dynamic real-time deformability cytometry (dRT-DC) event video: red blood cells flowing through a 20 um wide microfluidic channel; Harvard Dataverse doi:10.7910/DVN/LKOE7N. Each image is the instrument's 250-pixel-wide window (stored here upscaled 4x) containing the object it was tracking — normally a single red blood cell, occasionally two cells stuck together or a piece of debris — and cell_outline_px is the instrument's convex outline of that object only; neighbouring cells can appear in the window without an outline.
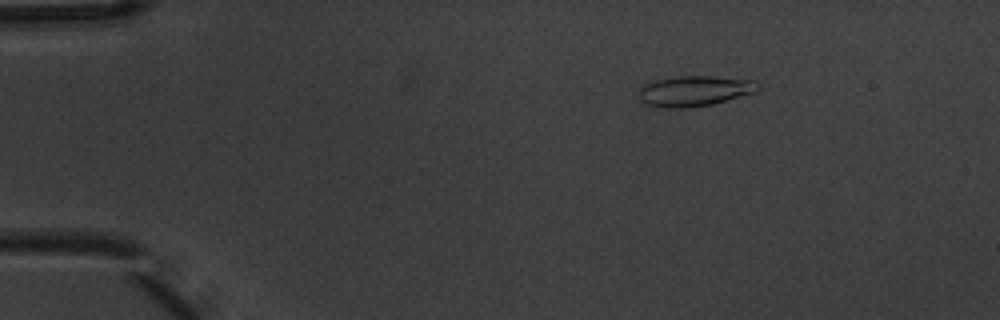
{"species": "common noctule bat (a hibernating species)", "species_latin": "Nyctalus noctula", "temperature_condition": "warm", "stored_images_in_passage": 4, "camera_frame_rate_fps": 3000, "um_per_image_px": 0.085, "animal": {"sex": "male", "body_mass_g": 20.1, "forearm_length_mm": 53.5}, "frame": {"image": 1, "passage_image": 1, "time_ms": 0.0, "image_size_px": [1000, 320], "cell_outline_px": [[760, 88], [756, 92], [712, 104], [688, 108], [664, 108], [644, 104], [640, 100], [640, 88], [644, 84], [656, 80], [676, 76], [712, 76], [752, 80], [760, 84]], "centroid_in_image_um": [59.03, 7.74], "position_along_channel_um": 26.0, "area_um2": 21.21}}